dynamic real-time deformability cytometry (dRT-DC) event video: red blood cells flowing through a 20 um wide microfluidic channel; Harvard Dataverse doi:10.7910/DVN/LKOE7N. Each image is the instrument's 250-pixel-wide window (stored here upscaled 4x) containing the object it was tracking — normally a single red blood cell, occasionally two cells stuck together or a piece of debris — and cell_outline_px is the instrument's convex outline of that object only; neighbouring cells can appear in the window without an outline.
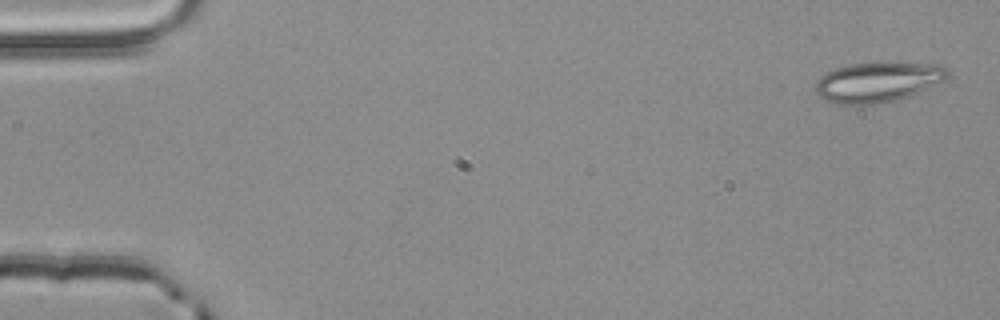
{"species": "common noctule bat (a hibernating species)", "species_latin": "Nyctalus noctula", "temperature_condition": "room temperature", "stored_images_in_passage": 3, "camera_frame_rate_fps": 3000, "um_per_image_px": 0.085, "animal": {"sex": "male", "body_mass_g": 20.4}, "frame": {"image": 1, "passage_image": 1, "time_ms": 0.0, "image_size_px": [1000, 320], "cell_outline_px": [[952, 72], [944, 80], [920, 92], [900, 100], [876, 104], [832, 104], [824, 100], [816, 92], [816, 80], [820, 76], [836, 68], [848, 64], [872, 60], [940, 64], [948, 68]], "centroid_in_image_um": [74.65, 6.94], "position_along_channel_um": 10.3, "area_um2": 32.02}}